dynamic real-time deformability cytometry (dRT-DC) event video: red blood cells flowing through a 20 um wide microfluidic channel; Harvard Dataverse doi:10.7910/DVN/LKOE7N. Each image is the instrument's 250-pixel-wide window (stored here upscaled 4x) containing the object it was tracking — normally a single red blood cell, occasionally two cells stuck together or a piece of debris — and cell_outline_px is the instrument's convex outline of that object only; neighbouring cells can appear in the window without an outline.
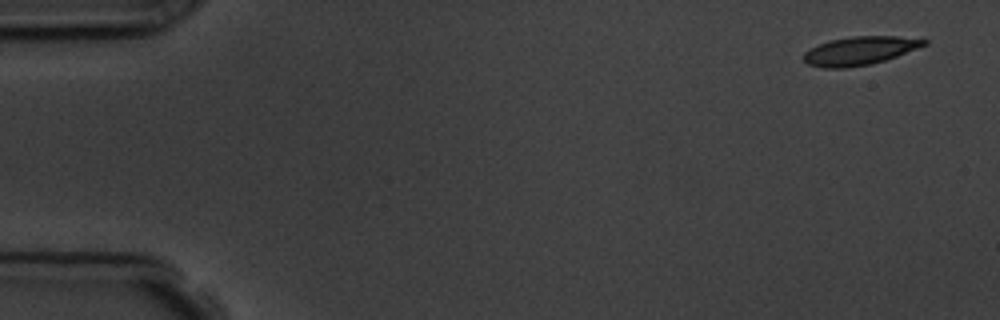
{"species": "common noctule bat (a hibernating species)", "species_latin": "Nyctalus noctula", "temperature_condition": "room temperature", "stored_images_in_passage": 6, "camera_frame_rate_fps": 3000, "um_per_image_px": 0.085, "animal": {"sex": "male", "body_mass_g": 19.5, "forearm_length_mm": 54.6}, "frame": {"image": 1, "passage_image": 1, "time_ms": 0.0, "image_size_px": [1000, 320], "cell_outline_px": [[928, 44], [896, 56], [872, 64], [844, 68], [824, 68], [808, 64], [804, 60], [804, 52], [816, 44], [828, 40], [852, 36], [924, 36], [928, 40]], "centroid_in_image_um": [73.14, 4.28], "position_along_channel_um": 11.9, "area_um2": 20.35}}
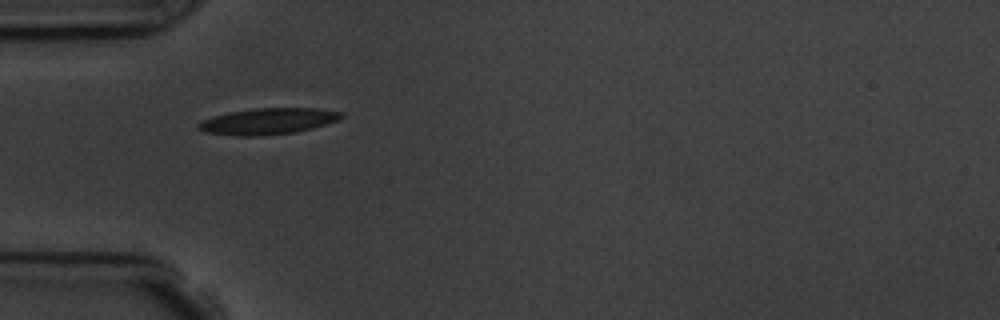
{"frame": {"image": 2, "passage_image": 5, "time_ms": 4.667, "image_size_px": [1000, 320], "cell_outline_px": [[344, 116], [336, 120], [312, 128], [296, 132], [256, 136], [236, 136], [204, 132], [196, 128], [196, 124], [212, 116], [228, 112], [256, 108], [316, 108], [344, 112]], "centroid_in_image_um": [22.74, 10.3], "position_along_channel_um": 62.3, "area_um2": 21.85}}